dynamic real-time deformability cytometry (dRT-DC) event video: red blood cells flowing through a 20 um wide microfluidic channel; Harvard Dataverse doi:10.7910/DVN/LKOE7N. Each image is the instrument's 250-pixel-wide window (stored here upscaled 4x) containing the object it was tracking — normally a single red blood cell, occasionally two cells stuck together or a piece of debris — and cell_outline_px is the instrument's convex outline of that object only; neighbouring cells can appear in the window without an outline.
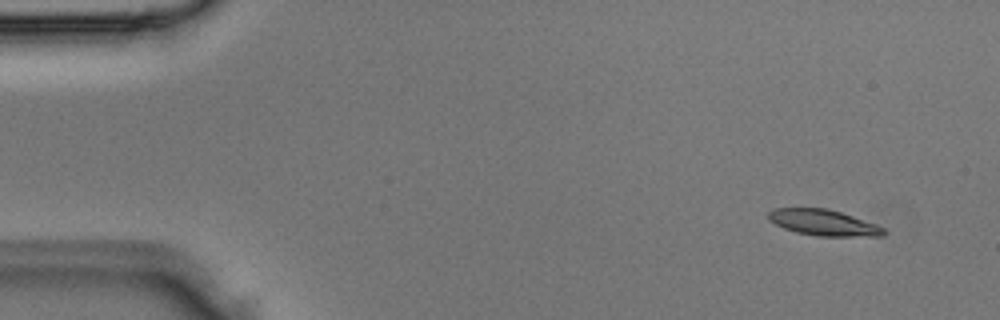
{"species": "Egyptian fruit bat (a non-hibernating species)", "species_latin": "Rousettus aegyptiacus", "temperature_condition": "room temperature", "stored_images_in_passage": 3, "camera_frame_rate_fps": 3000, "um_per_image_px": 0.085, "animal": {"sex": "male"}, "frame": {"image": 1, "passage_image": 1, "time_ms": 0.0, "image_size_px": [1000, 320], "cell_outline_px": [[884, 236], [816, 236], [796, 232], [784, 228], [768, 220], [768, 212], [772, 208], [828, 208], [876, 224], [884, 228]], "centroid_in_image_um": [69.96, 18.92], "position_along_channel_um": 15.0, "area_um2": 17.4}}